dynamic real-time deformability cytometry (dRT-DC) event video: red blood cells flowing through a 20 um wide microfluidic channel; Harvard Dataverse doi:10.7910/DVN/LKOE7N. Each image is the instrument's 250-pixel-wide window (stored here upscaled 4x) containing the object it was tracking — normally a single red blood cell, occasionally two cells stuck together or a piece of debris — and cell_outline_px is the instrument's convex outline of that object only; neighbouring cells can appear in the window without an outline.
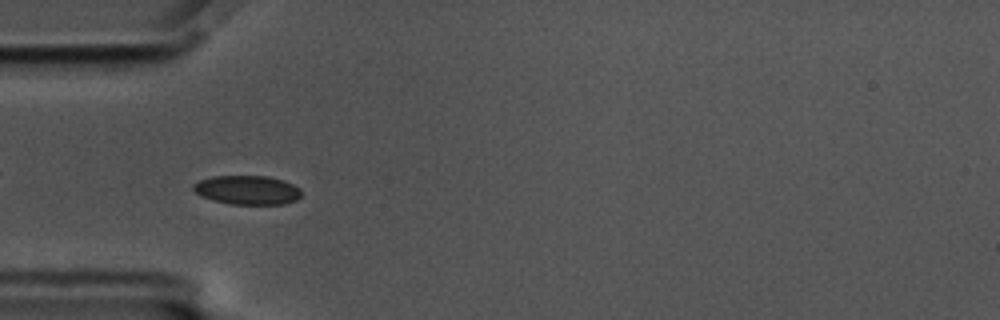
{"species": "common noctule bat (a hibernating species)", "species_latin": "Nyctalus noctula", "temperature_condition": "cold", "stored_images_in_passage": 57, "camera_frame_rate_fps": 3000, "um_per_image_px": 0.085, "animal": {"sex": "male", "body_mass_g": 17.5, "forearm_length_mm": 52.3}, "frame": {"image": 1, "passage_image": 17, "time_ms": 5.333, "image_size_px": [1000, 320], "cell_outline_px": [[300, 196], [296, 200], [284, 204], [228, 204], [212, 200], [200, 196], [192, 188], [192, 184], [200, 180], [212, 176], [268, 176], [284, 180], [300, 188]], "centroid_in_image_um": [21.0, 16.15], "position_along_channel_um": 64.0, "area_um2": 18.38}}
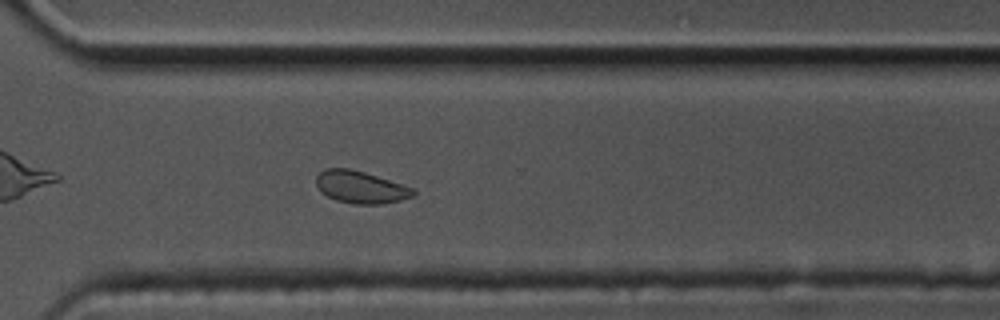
{"frame": {"image": 2, "passage_image": 41, "time_ms": 13.333, "image_size_px": [1000, 320], "cell_outline_px": [[416, 192], [412, 196], [400, 200], [380, 204], [356, 204], [336, 200], [320, 192], [316, 184], [316, 176], [324, 168], [348, 168], [364, 172], [412, 188]], "centroid_in_image_um": [30.59, 15.9], "position_along_channel_um": 340.0, "area_um2": 17.98}}
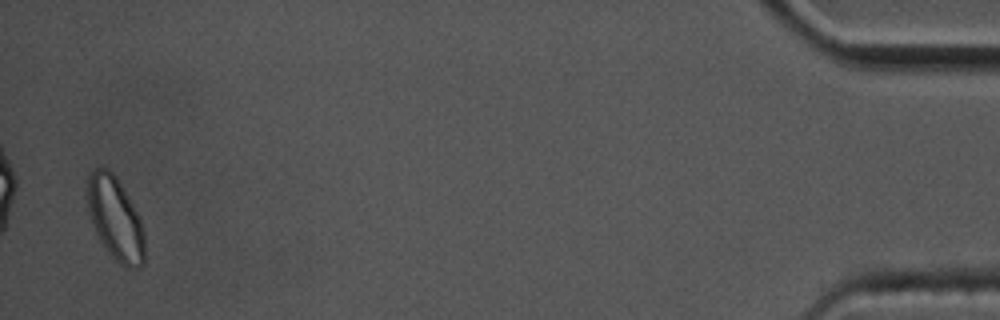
{"frame": {"image": 3, "passage_image": 56, "time_ms": 18.333, "image_size_px": [1000, 320], "cell_outline_px": [[144, 264], [140, 268], [124, 268], [108, 252], [100, 240], [96, 232], [88, 208], [88, 176], [96, 168], [108, 168], [116, 176], [132, 204], [144, 228]], "centroid_in_image_um": [9.83, 18.62], "position_along_channel_um": 425.4, "area_um2": 27.34}, "authors_computed_cell_mechanics": {"area_um2": 18.496, "velocity_mm_per_s": 3.4665, "shape_relaxation_time_tau1_ms": 3.3276, "shape_relaxation_time_tau2_ms": 2.9408, "deformation_change_tau1": 0.051, "deformation_change_tau2": 0.057}}